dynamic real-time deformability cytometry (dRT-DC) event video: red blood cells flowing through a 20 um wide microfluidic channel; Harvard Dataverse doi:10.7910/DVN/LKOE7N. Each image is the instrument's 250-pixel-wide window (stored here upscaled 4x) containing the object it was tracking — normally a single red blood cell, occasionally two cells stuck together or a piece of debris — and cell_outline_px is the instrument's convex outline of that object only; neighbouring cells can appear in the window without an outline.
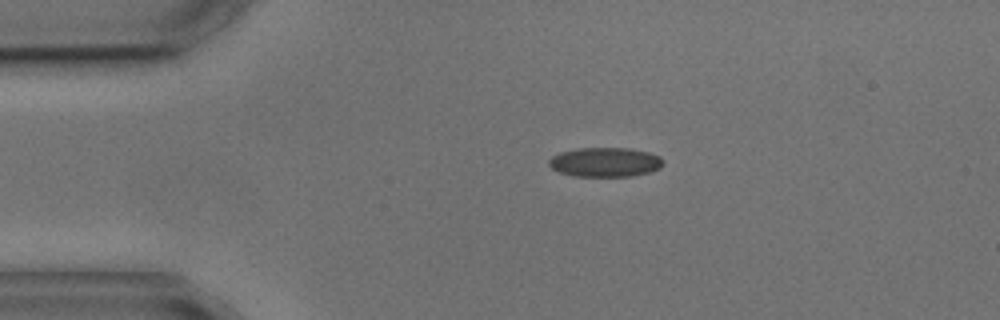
{"species": "common noctule bat (a hibernating species)", "species_latin": "Nyctalus noctula", "temperature_condition": "cold", "stored_images_in_passage": 2, "camera_frame_rate_fps": 3000, "um_per_image_px": 0.085, "animal": {"sex": "male", "body_mass_g": 17.9, "forearm_length_mm": 54.2}, "frame": {"image": 1, "passage_image": 1, "time_ms": 0.0, "image_size_px": [1000, 320], "cell_outline_px": [[664, 164], [660, 168], [648, 172], [632, 176], [576, 176], [560, 172], [552, 168], [548, 164], [548, 160], [552, 156], [560, 152], [576, 148], [628, 148], [648, 152], [660, 156], [664, 160]], "centroid_in_image_um": [51.44, 13.77], "position_along_channel_um": 33.6, "area_um2": 19.59}}